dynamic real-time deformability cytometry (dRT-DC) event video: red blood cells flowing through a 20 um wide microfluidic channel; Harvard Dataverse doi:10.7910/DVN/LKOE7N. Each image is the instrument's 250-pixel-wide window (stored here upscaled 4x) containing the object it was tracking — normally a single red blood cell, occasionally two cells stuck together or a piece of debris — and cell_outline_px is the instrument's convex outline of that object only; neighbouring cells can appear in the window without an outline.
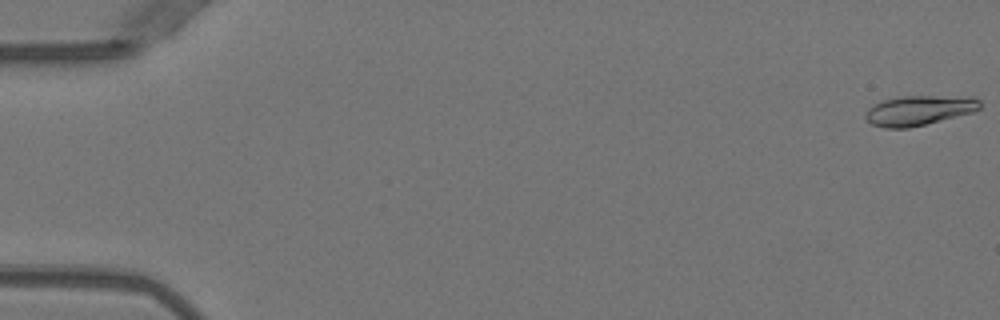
{"species": "Egyptian fruit bat (a non-hibernating species)", "species_latin": "Rousettus aegyptiacus", "temperature_condition": "warm", "stored_images_in_passage": 34, "camera_frame_rate_fps": 3000, "um_per_image_px": 0.085, "animal": {"sex": "female"}, "frame": {"image": 1, "passage_image": 1, "time_ms": 0.0, "image_size_px": [1000, 320], "cell_outline_px": [[980, 108], [972, 112], [908, 128], [884, 128], [872, 124], [864, 116], [864, 112], [868, 108], [880, 100], [896, 96], [972, 96], [980, 100]], "centroid_in_image_um": [78.07, 9.36], "position_along_channel_um": 6.9, "area_um2": 20.0}}
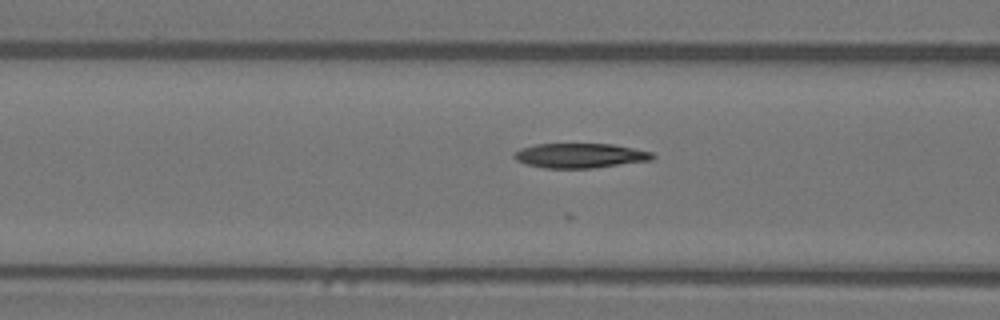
{"frame": {"image": 2, "passage_image": 21, "time_ms": 6.667, "image_size_px": [1000, 320], "cell_outline_px": [[656, 156], [652, 160], [592, 168], [544, 168], [528, 164], [516, 160], [512, 156], [516, 152], [524, 148], [536, 144], [612, 144], [652, 152]], "centroid_in_image_um": [49.34, 13.23], "position_along_channel_um": 117.3, "area_um2": 19.65}}
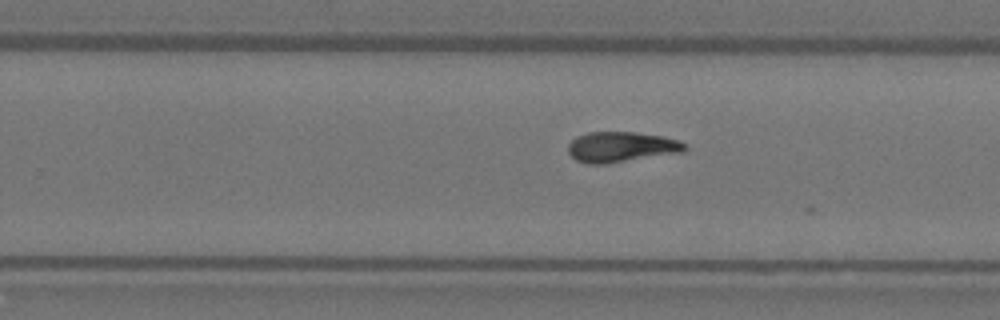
{"frame": {"image": 3, "passage_image": 33, "time_ms": 10.667, "image_size_px": [1000, 320], "cell_outline_px": [[688, 148], [684, 152], [608, 164], [584, 164], [576, 160], [568, 152], [568, 144], [576, 136], [588, 132], [636, 132], [664, 136], [680, 140]], "centroid_in_image_um": [52.82, 12.5], "position_along_channel_um": 277.0, "area_um2": 21.04}}